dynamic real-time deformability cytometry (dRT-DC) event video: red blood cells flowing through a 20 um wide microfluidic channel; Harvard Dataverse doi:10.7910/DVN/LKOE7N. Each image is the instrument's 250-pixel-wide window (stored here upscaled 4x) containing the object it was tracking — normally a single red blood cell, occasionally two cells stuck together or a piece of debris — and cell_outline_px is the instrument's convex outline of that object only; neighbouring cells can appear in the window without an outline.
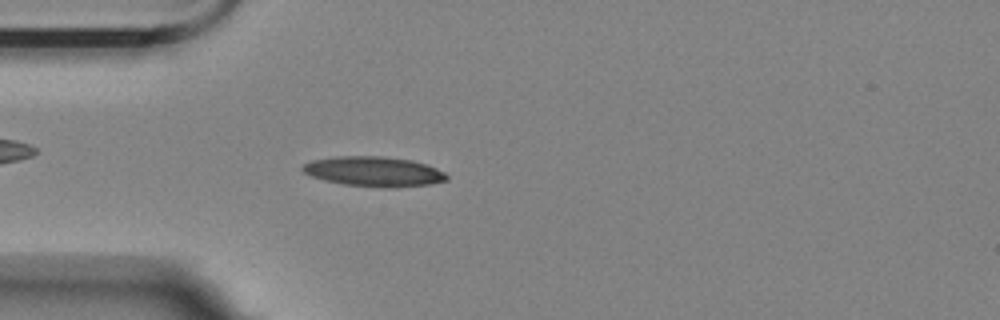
{"species": "Egyptian fruit bat (a non-hibernating species)", "species_latin": "Rousettus aegyptiacus", "temperature_condition": "room temperature", "stored_images_in_passage": 56, "camera_frame_rate_fps": 3000, "um_per_image_px": 0.085, "animal": {"sex": "female"}, "frame": {"image": 1, "passage_image": 15, "time_ms": 4.667, "image_size_px": [1000, 320], "cell_outline_px": [[448, 180], [428, 184], [344, 184], [324, 180], [312, 176], [304, 172], [300, 168], [304, 164], [312, 160], [336, 156], [384, 156], [412, 160], [428, 164], [444, 172], [448, 176]], "centroid_in_image_um": [31.73, 14.51], "position_along_channel_um": 53.3, "area_um2": 23.87}}
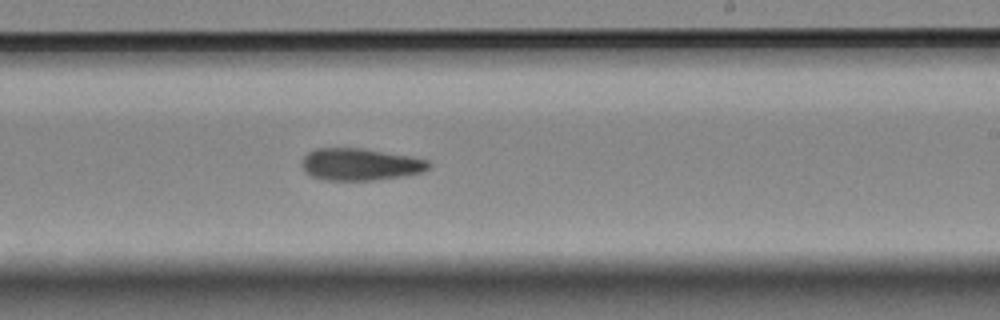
{"frame": {"image": 2, "passage_image": 33, "time_ms": 10.667, "image_size_px": [1000, 320], "cell_outline_px": [[432, 164], [424, 172], [404, 176], [372, 180], [328, 180], [312, 176], [304, 172], [300, 164], [300, 160], [308, 152], [316, 148], [360, 148], [408, 156], [428, 160]], "centroid_in_image_um": [30.58, 13.97], "position_along_channel_um": 258.4, "area_um2": 23.76}}
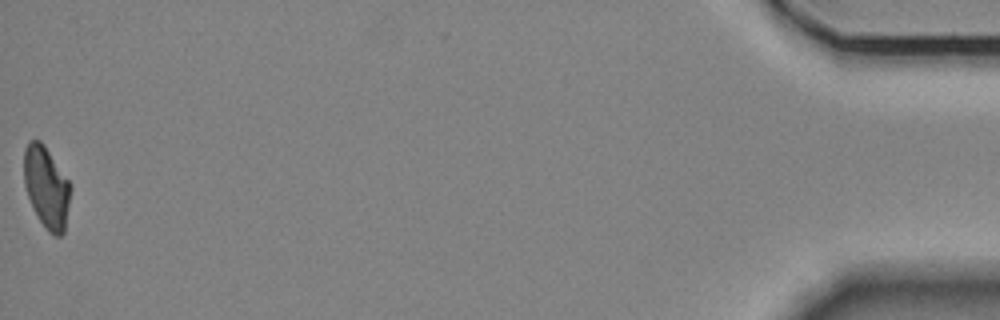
{"frame": {"image": 3, "passage_image": 56, "time_ms": 18.333, "image_size_px": [1000, 320], "cell_outline_px": [[72, 188], [64, 232], [60, 236], [56, 236], [48, 232], [40, 220], [28, 196], [24, 184], [24, 148], [28, 140], [40, 140], [44, 144], [72, 184]], "centroid_in_image_um": [3.97, 15.89], "position_along_channel_um": 431.2, "area_um2": 22.25}}